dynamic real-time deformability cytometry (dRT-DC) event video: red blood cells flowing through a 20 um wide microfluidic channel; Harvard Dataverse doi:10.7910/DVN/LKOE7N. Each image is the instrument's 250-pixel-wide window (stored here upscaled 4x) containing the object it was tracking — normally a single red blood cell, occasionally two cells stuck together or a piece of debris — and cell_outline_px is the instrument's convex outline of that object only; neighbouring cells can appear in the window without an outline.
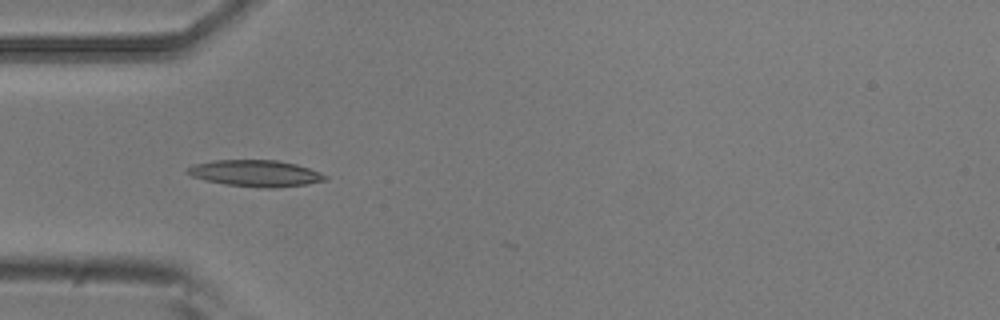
{"species": "common noctule bat (a hibernating species)", "species_latin": "Nyctalus noctula", "temperature_condition": "room temperature", "stored_images_in_passage": 8, "camera_frame_rate_fps": 3000, "um_per_image_px": 0.085, "animal": {"sex": "male", "body_mass_g": 20.5, "forearm_length_mm": 52.5}, "frame": {"image": 1, "passage_image": 5, "time_ms": 1.333, "image_size_px": [1000, 320], "cell_outline_px": [[328, 180], [308, 184], [276, 188], [260, 188], [224, 184], [204, 180], [192, 176], [184, 172], [188, 168], [196, 164], [212, 160], [276, 160], [296, 164], [320, 172], [328, 176]], "centroid_in_image_um": [21.74, 14.74], "position_along_channel_um": 63.3, "area_um2": 21.39}}
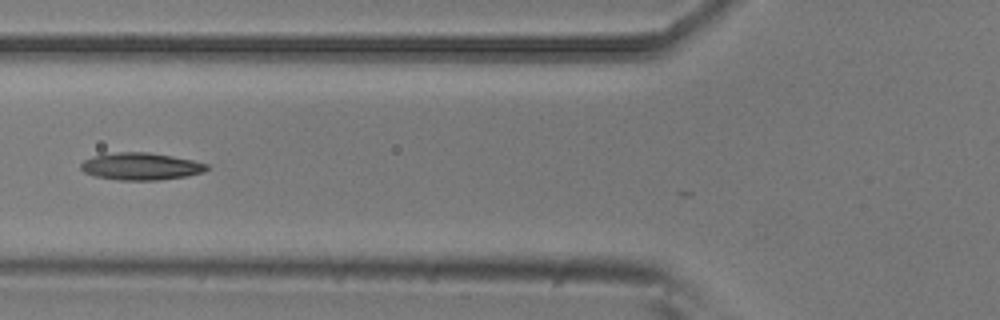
{"frame": {"image": 2, "passage_image": 6, "time_ms": 1.667, "image_size_px": [1000, 320], "cell_outline_px": [[208, 168], [204, 172], [188, 176], [156, 180], [120, 180], [96, 176], [84, 172], [80, 168], [80, 164], [84, 160], [92, 156], [116, 152], [148, 152], [172, 156], [192, 160], [208, 164]], "centroid_in_image_um": [11.97, 14.14], "position_along_channel_um": 113.8, "area_um2": 19.94}}
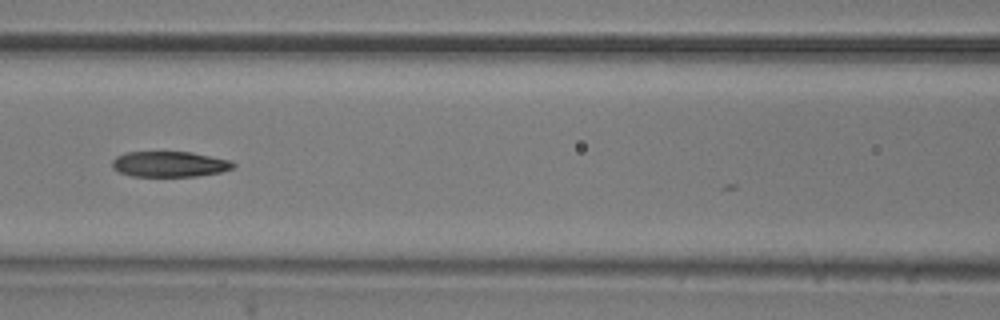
{"frame": {"image": 3, "passage_image": 7, "time_ms": 2.0, "image_size_px": [1000, 320], "cell_outline_px": [[236, 164], [232, 168], [220, 172], [196, 176], [132, 176], [120, 172], [112, 168], [112, 160], [116, 156], [124, 152], [192, 152], [228, 160]], "centroid_in_image_um": [14.37, 13.95], "position_along_channel_um": 152.2, "area_um2": 17.92}}